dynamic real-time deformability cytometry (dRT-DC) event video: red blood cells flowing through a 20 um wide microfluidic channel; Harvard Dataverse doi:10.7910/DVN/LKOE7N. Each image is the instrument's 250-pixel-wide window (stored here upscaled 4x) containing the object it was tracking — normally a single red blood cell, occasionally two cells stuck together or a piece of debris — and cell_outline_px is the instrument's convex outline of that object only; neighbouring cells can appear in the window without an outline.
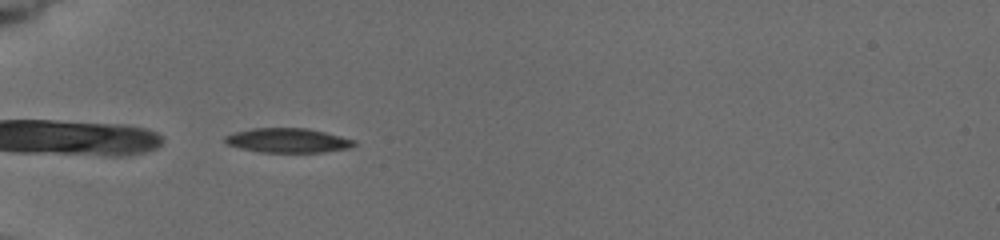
{"species": "common noctule bat (a hibernating species)", "species_latin": "Nyctalus noctula", "temperature_condition": "cold", "stored_images_in_passage": 35, "camera_frame_rate_fps": 3000, "um_per_image_px": 0.085, "animal": {"sex": "female", "body_mass_g": 19.5, "forearm_length_mm": 54.1}, "frame": {"image": 1, "passage_image": 1, "time_ms": 0.0, "image_size_px": [1000, 240], "cell_outline_px": [[356, 144], [348, 148], [324, 152], [260, 152], [240, 148], [228, 144], [224, 140], [224, 136], [236, 132], [252, 128], [308, 128], [356, 140]], "centroid_in_image_um": [24.47, 11.93], "position_along_channel_um": 60.5, "area_um2": 18.26}}
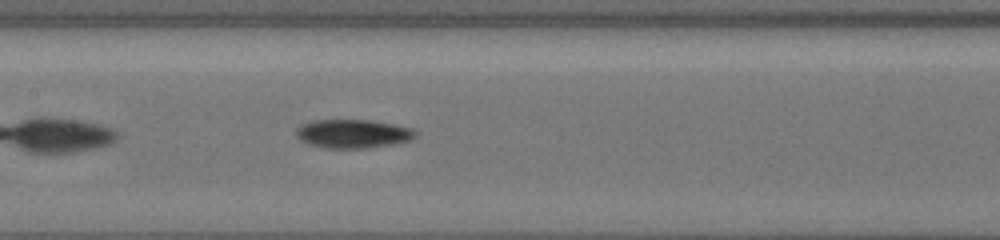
{"frame": {"image": 2, "passage_image": 12, "time_ms": 3.333, "image_size_px": [1000, 240], "cell_outline_px": [[416, 136], [408, 140], [392, 144], [368, 148], [324, 148], [300, 140], [296, 136], [296, 128], [300, 124], [312, 120], [372, 120], [412, 128], [416, 132]], "centroid_in_image_um": [29.96, 11.36], "position_along_channel_um": 177.4, "area_um2": 19.88}}
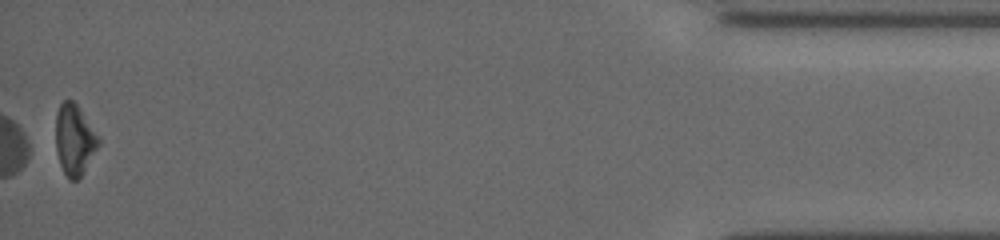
{"frame": {"image": 3, "passage_image": 35, "time_ms": 11.667, "image_size_px": [1000, 240], "cell_outline_px": [[100, 144], [80, 176], [76, 180], [68, 180], [60, 164], [56, 152], [56, 112], [60, 104], [64, 100], [72, 100], [80, 108], [100, 136]], "centroid_in_image_um": [6.33, 11.85], "position_along_channel_um": 428.9, "area_um2": 17.69}, "authors_computed_cell_mechanics": {"area_um2": 18.7272, "velocity_mm_per_s": 3.8981, "shape_relaxation_time_tau1_ms": 2.7237, "shape_relaxation_time_tau2_ms": null, "deformation_change_tau1": 0.1198, "deformation_change_tau2": null}}